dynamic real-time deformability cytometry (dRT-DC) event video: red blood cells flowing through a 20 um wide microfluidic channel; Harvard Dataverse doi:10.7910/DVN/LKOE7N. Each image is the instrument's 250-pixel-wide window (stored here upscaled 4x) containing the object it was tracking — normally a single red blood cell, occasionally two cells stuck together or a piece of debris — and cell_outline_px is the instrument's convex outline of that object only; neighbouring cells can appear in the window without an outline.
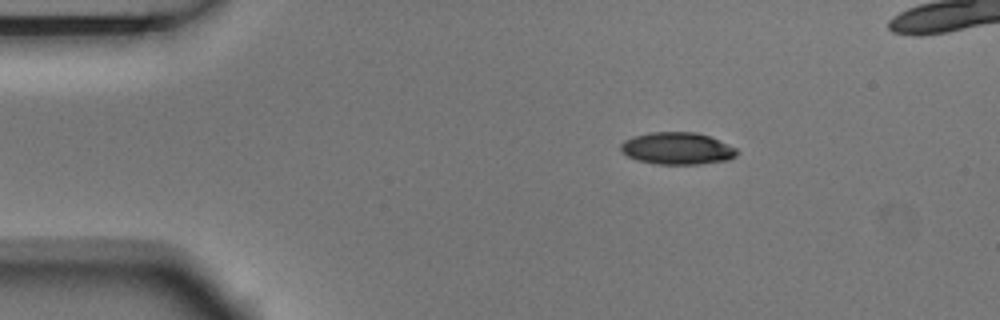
{"species": "Egyptian fruit bat (a non-hibernating species)", "species_latin": "Rousettus aegyptiacus", "temperature_condition": "room temperature", "stored_images_in_passage": 4, "camera_frame_rate_fps": 3000, "um_per_image_px": 0.085, "animal": {"sex": "male"}, "frame": {"image": 1, "passage_image": 1, "time_ms": 0.0, "image_size_px": [1000, 320], "cell_outline_px": [[740, 152], [736, 156], [728, 160], [700, 164], [656, 164], [636, 160], [620, 152], [620, 144], [624, 140], [632, 136], [648, 132], [696, 132], [708, 136], [736, 148]], "centroid_in_image_um": [57.53, 12.62], "position_along_channel_um": 27.5, "area_um2": 21.91}}
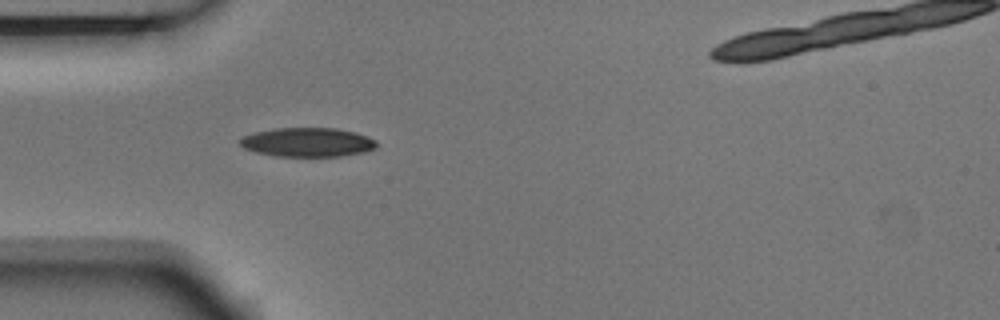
{"frame": {"image": 2, "passage_image": 3, "time_ms": 0.667, "image_size_px": [1000, 320], "cell_outline_px": [[376, 148], [364, 152], [340, 156], [276, 156], [256, 152], [244, 148], [240, 144], [240, 140], [244, 136], [256, 132], [276, 128], [336, 128], [356, 132], [368, 136], [376, 140]], "centroid_in_image_um": [26.18, 12.09], "position_along_channel_um": 58.8, "area_um2": 23.06}}